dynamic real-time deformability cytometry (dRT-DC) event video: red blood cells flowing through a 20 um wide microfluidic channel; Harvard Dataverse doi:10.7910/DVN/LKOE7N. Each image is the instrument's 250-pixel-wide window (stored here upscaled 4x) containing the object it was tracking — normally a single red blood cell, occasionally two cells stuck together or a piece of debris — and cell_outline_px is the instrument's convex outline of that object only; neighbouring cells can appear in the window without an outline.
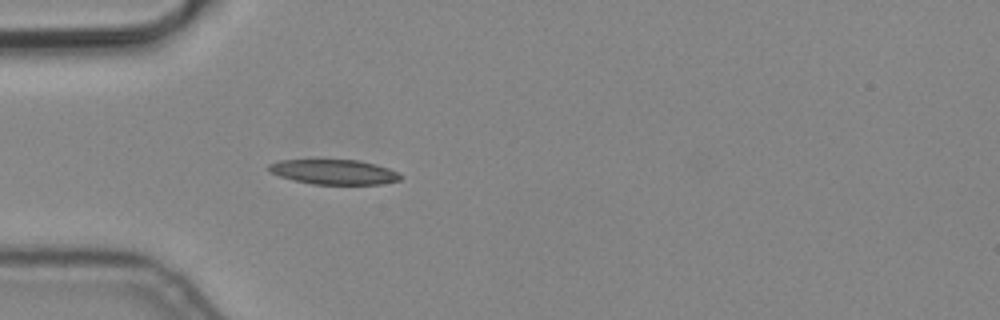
{"species": "common noctule bat (a hibernating species)", "species_latin": "Nyctalus noctula", "temperature_condition": "cold", "stored_images_in_passage": 4, "camera_frame_rate_fps": 3000, "um_per_image_px": 0.085, "animal": {"sex": "male", "body_mass_g": 19.2, "forearm_length_mm": 51.8}, "frame": {"image": 1, "passage_image": 4, "time_ms": 1.0, "image_size_px": [1000, 320], "cell_outline_px": [[404, 176], [400, 180], [380, 184], [312, 184], [292, 180], [268, 172], [268, 164], [280, 160], [360, 160], [388, 168], [400, 172]], "centroid_in_image_um": [28.39, 14.62], "position_along_channel_um": 56.6, "area_um2": 19.19}}